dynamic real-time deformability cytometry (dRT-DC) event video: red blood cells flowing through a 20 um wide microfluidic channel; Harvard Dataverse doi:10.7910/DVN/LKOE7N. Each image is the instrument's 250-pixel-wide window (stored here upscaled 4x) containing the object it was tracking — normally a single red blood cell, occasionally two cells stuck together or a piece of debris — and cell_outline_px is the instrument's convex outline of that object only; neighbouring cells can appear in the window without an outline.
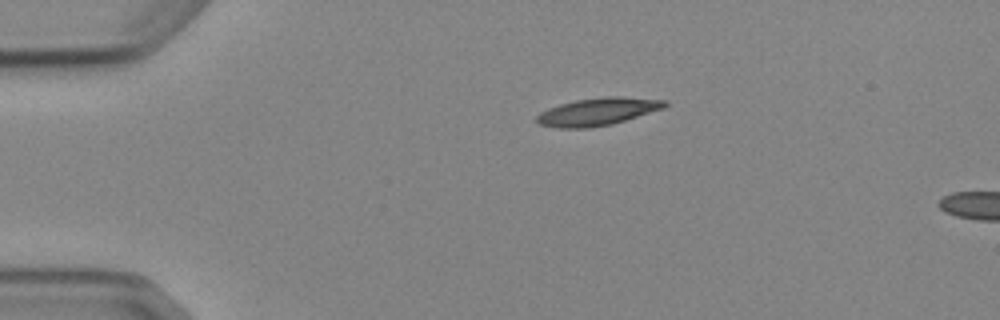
{"species": "Egyptian fruit bat (a non-hibernating species)", "species_latin": "Rousettus aegyptiacus", "temperature_condition": "cold", "stored_images_in_passage": 2, "camera_frame_rate_fps": 3000, "um_per_image_px": 0.085, "animal": {"sex": "female"}, "frame": {"image": 1, "passage_image": 1, "time_ms": 0.0, "image_size_px": [1000, 320], "cell_outline_px": [[668, 104], [664, 108], [612, 124], [588, 128], [556, 128], [540, 124], [536, 120], [536, 116], [540, 112], [548, 108], [560, 104], [576, 100], [608, 96], [620, 96], [668, 100]], "centroid_in_image_um": [50.81, 9.48], "position_along_channel_um": 34.2, "area_um2": 20.58}}